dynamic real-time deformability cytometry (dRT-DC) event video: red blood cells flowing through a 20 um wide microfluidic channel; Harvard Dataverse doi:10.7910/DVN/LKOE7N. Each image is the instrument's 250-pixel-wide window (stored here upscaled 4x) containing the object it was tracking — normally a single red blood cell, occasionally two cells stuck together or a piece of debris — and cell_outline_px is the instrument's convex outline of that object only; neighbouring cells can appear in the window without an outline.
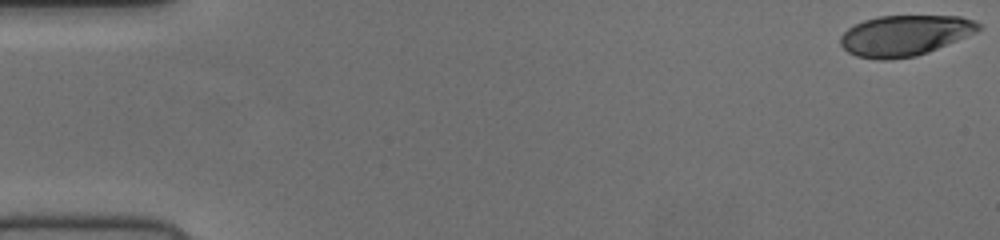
{"species": "human", "species_latin": "Homo sapiens", "temperature_condition": "cold", "stored_images_in_passage": 53, "camera_frame_rate_fps": 3000, "um_per_image_px": 0.085, "donor": {"sex": "female"}, "frame": {"image": 1, "passage_image": 1, "time_ms": 0.0, "image_size_px": [1000, 240], "cell_outline_px": [[980, 28], [976, 32], [928, 52], [916, 56], [884, 60], [880, 60], [856, 56], [848, 52], [840, 44], [840, 36], [848, 28], [864, 20], [880, 16], [960, 16], [972, 20], [980, 24]], "centroid_in_image_um": [76.87, 3.02], "position_along_channel_um": 8.1, "area_um2": 32.43}}
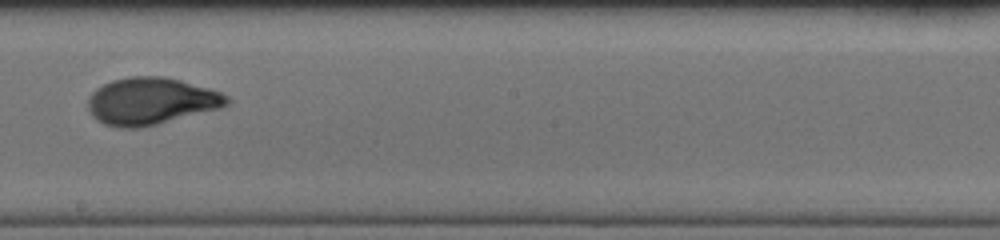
{"frame": {"image": 2, "passage_image": 31, "time_ms": 10.0, "image_size_px": [1000, 240], "cell_outline_px": [[232, 100], [228, 104], [220, 108], [140, 128], [120, 128], [104, 124], [92, 116], [88, 108], [88, 96], [96, 88], [112, 80], [128, 76], [160, 76], [180, 80], [208, 88], [220, 92], [228, 96]], "centroid_in_image_um": [12.81, 8.59], "position_along_channel_um": 235.4, "area_um2": 38.03}}
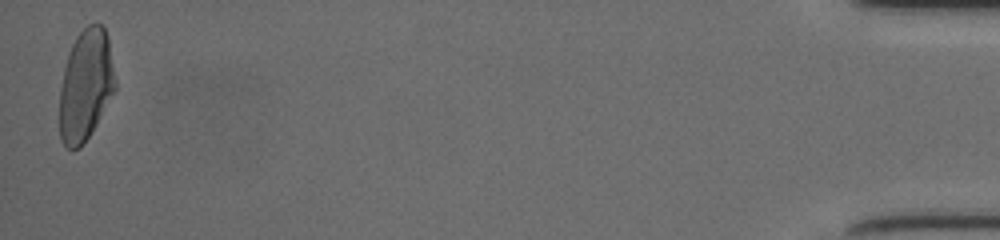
{"frame": {"image": 3, "passage_image": 53, "time_ms": 17.333, "image_size_px": [1000, 240], "cell_outline_px": [[116, 88], [96, 124], [80, 148], [72, 152], [64, 144], [60, 136], [60, 88], [64, 68], [68, 52], [76, 36], [88, 24], [100, 24], [104, 28], [108, 36], [116, 84]], "centroid_in_image_um": [7.28, 7.24], "position_along_channel_um": 427.9, "area_um2": 35.95}}